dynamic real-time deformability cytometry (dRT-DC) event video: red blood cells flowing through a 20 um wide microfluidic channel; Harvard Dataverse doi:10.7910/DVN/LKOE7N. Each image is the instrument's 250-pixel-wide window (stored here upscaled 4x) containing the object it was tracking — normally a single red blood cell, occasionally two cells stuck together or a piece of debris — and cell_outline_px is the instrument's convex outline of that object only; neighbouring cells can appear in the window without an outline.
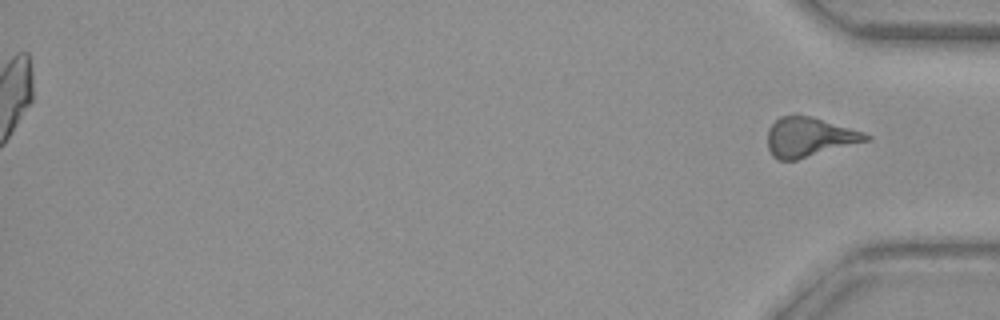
{"species": "common noctule bat (a hibernating species)", "species_latin": "Nyctalus noctula", "temperature_condition": "warm", "stored_images_in_passage": 37, "segment_of_instrument_passage": [2, 2], "camera_frame_rate_fps": 3000, "um_per_image_px": 0.085, "animal": {"sex": "female", "body_mass_g": 29.2, "forearm_length_mm": 56.3}, "frame": {"image": 1, "passage_image": 37, "time_ms": 12.0, "image_size_px": [1000, 320], "cell_outline_px": [[872, 140], [796, 160], [776, 160], [772, 156], [768, 148], [768, 128], [780, 116], [796, 112], [812, 116], [864, 132], [872, 136]], "centroid_in_image_um": [68.79, 11.63], "position_along_channel_um": 366.4, "area_um2": 23.18}}